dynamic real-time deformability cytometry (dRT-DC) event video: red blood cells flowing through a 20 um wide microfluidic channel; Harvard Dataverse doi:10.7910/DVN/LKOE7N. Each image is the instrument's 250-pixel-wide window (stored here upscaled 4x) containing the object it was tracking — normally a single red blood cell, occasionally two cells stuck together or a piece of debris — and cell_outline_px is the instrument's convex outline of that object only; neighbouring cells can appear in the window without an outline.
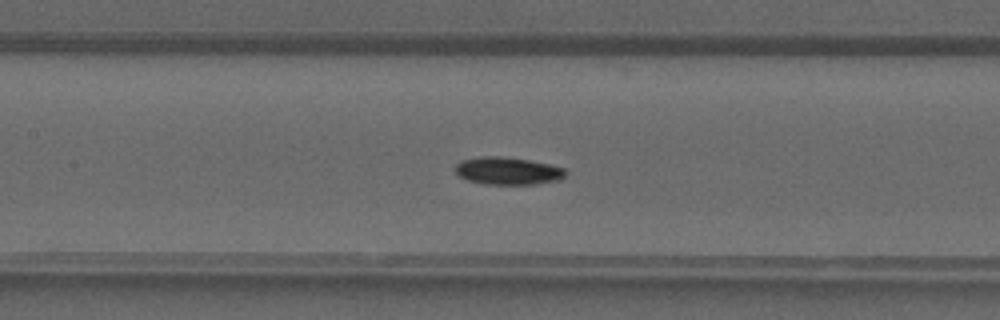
{"species": "common noctule bat (a hibernating species)", "species_latin": "Nyctalus noctula", "temperature_condition": "warm", "stored_images_in_passage": 42, "camera_frame_rate_fps": 3000, "um_per_image_px": 0.085, "animal": {"sex": "male", "forearm_length_mm": 52.5}, "frame": {"image": 1, "passage_image": 19, "time_ms": 6.0, "image_size_px": [1000, 320], "cell_outline_px": [[568, 172], [560, 180], [536, 184], [484, 184], [468, 180], [460, 176], [456, 172], [456, 164], [460, 160], [480, 156], [500, 156], [528, 160], [548, 164], [564, 168]], "centroid_in_image_um": [43.16, 14.52], "position_along_channel_um": 164.2, "area_um2": 17.69}}
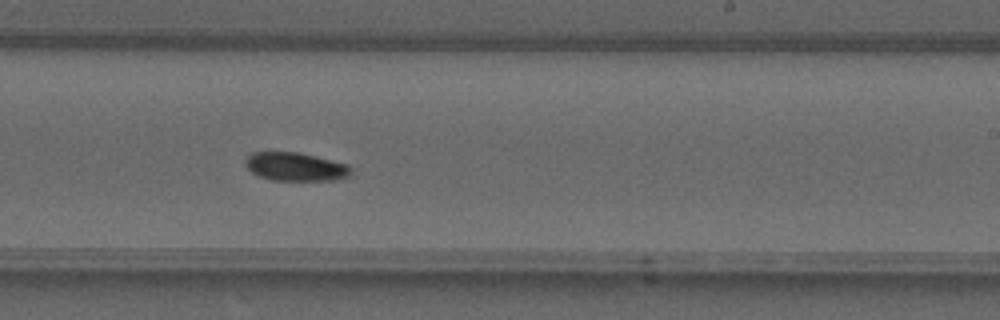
{"frame": {"image": 2, "passage_image": 25, "time_ms": 8.0, "image_size_px": [1000, 320], "cell_outline_px": [[352, 176], [336, 180], [272, 180], [260, 176], [252, 172], [244, 164], [244, 160], [252, 152], [300, 152], [348, 164], [352, 168]], "centroid_in_image_um": [25.16, 14.17], "position_along_channel_um": 263.8, "area_um2": 17.69}}
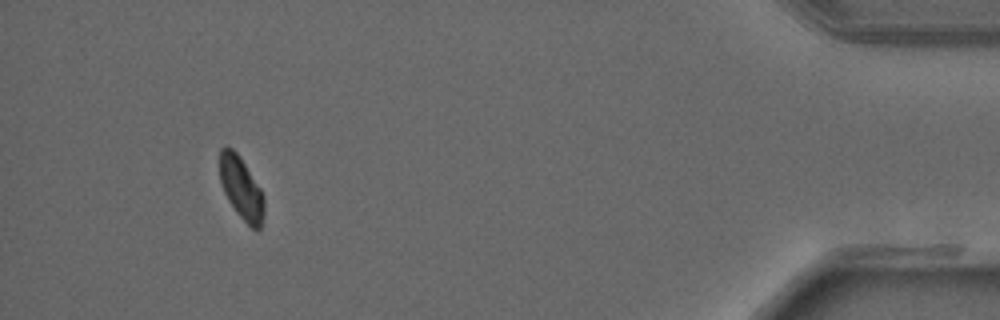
{"frame": {"image": 3, "passage_image": 38, "time_ms": 12.333, "image_size_px": [1000, 320], "cell_outline_px": [[264, 216], [260, 228], [256, 232], [236, 212], [228, 200], [224, 192], [220, 180], [220, 148], [232, 148], [236, 152], [260, 188], [264, 196]], "centroid_in_image_um": [20.52, 16.04], "position_along_channel_um": 414.7, "area_um2": 15.9}}